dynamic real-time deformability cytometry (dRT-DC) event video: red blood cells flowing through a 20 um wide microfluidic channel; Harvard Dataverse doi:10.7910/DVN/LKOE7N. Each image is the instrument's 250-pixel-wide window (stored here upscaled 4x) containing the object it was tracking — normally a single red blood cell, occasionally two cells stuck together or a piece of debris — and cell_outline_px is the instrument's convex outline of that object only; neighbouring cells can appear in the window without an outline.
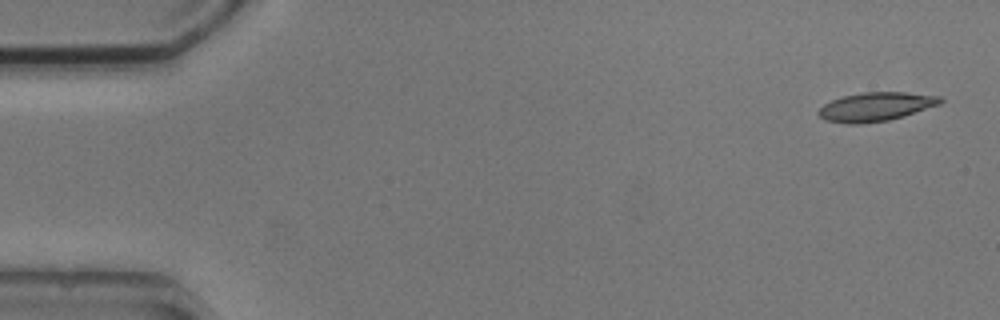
{"species": "common noctule bat (a hibernating species)", "species_latin": "Nyctalus noctula", "temperature_condition": "cold", "stored_images_in_passage": 6, "camera_frame_rate_fps": 3000, "um_per_image_px": 0.085, "animal": {"sex": "male", "body_mass_g": 20.5, "forearm_length_mm": 52.5}, "frame": {"image": 1, "passage_image": 1, "time_ms": 0.0, "image_size_px": [1000, 320], "cell_outline_px": [[944, 100], [940, 104], [904, 116], [888, 120], [860, 124], [848, 124], [824, 120], [816, 112], [824, 104], [832, 100], [844, 96], [864, 92], [904, 92], [940, 96]], "centroid_in_image_um": [74.44, 9.07], "position_along_channel_um": 10.6, "area_um2": 20.4}}
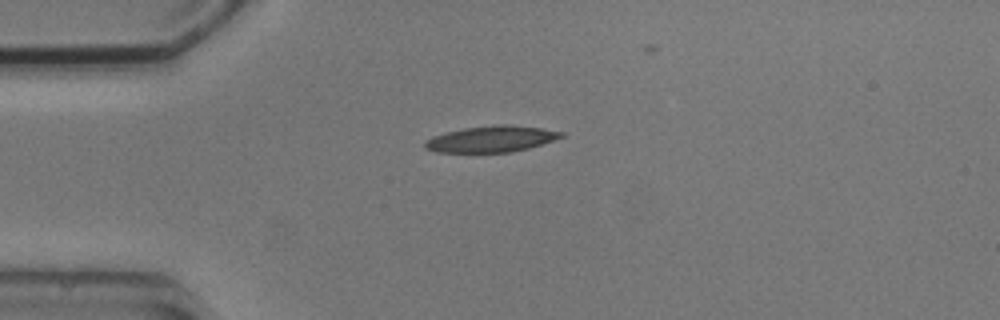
{"frame": {"image": 2, "passage_image": 4, "time_ms": 3.667, "image_size_px": [1000, 320], "cell_outline_px": [[564, 136], [528, 148], [512, 152], [436, 152], [424, 148], [424, 140], [432, 136], [464, 128], [500, 124], [504, 124], [540, 128], [564, 132]], "centroid_in_image_um": [41.72, 11.82], "position_along_channel_um": 43.3, "area_um2": 20.58}}